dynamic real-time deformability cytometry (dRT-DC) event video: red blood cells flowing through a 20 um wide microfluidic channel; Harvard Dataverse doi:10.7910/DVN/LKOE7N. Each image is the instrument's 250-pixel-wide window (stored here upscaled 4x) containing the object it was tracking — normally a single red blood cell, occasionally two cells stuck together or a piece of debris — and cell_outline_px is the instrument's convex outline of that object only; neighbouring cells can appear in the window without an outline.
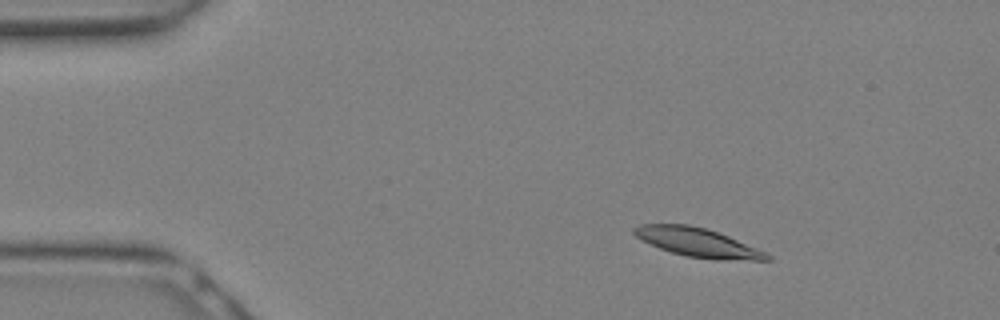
{"species": "Egyptian fruit bat (a non-hibernating species)", "species_latin": "Rousettus aegyptiacus", "temperature_condition": "warm", "stored_images_in_passage": 10, "camera_frame_rate_fps": 3000, "um_per_image_px": 0.085, "animal": {"sex": "female"}, "frame": {"image": 1, "passage_image": 5, "time_ms": 1.333, "image_size_px": [1000, 320], "cell_outline_px": [[772, 260], [716, 260], [688, 256], [672, 252], [660, 248], [636, 236], [632, 232], [632, 228], [640, 224], [688, 224], [704, 228], [728, 236], [756, 248], [772, 256]], "centroid_in_image_um": [59.31, 20.61], "position_along_channel_um": 25.7, "area_um2": 21.96}}
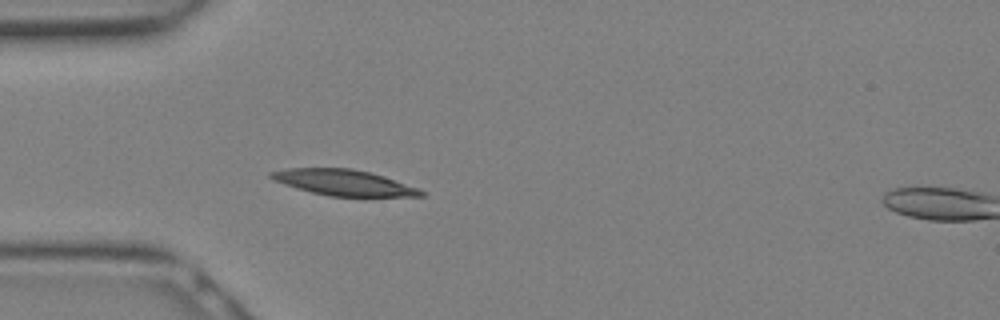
{"frame": {"image": 2, "passage_image": 9, "time_ms": 2.667, "image_size_px": [1000, 320], "cell_outline_px": [[424, 196], [328, 196], [296, 188], [272, 180], [268, 176], [268, 172], [288, 168], [352, 168], [368, 172], [420, 188], [424, 192]], "centroid_in_image_um": [29.16, 15.51], "position_along_channel_um": 55.8, "area_um2": 22.37}}